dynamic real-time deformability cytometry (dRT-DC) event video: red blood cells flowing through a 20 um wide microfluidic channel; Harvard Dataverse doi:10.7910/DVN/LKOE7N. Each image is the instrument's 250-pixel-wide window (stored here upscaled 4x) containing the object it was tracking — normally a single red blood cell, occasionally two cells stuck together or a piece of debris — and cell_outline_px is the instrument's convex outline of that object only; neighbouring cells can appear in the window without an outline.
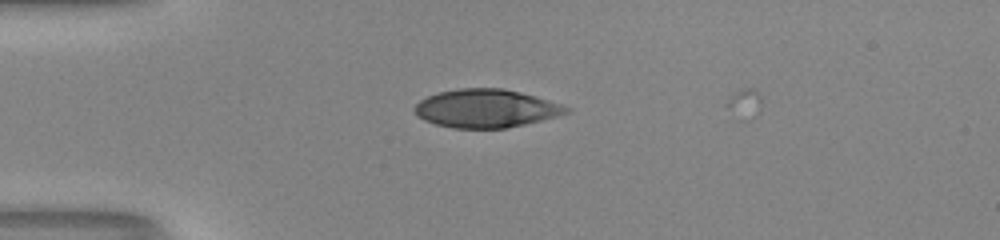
{"species": "human", "species_latin": "Homo sapiens", "temperature_condition": "room temperature", "stored_images_in_passage": 39, "camera_frame_rate_fps": 3000, "um_per_image_px": 0.085, "donor": {"sex": "male"}, "frame": {"image": 1, "passage_image": 6, "time_ms": 1.667, "image_size_px": [1000, 240], "cell_outline_px": [[572, 108], [568, 112], [556, 116], [524, 124], [504, 128], [452, 128], [436, 124], [424, 120], [416, 116], [412, 108], [420, 100], [436, 92], [460, 88], [504, 88], [520, 92], [560, 104]], "centroid_in_image_um": [41.24, 9.21], "position_along_channel_um": 43.8, "area_um2": 33.7}}
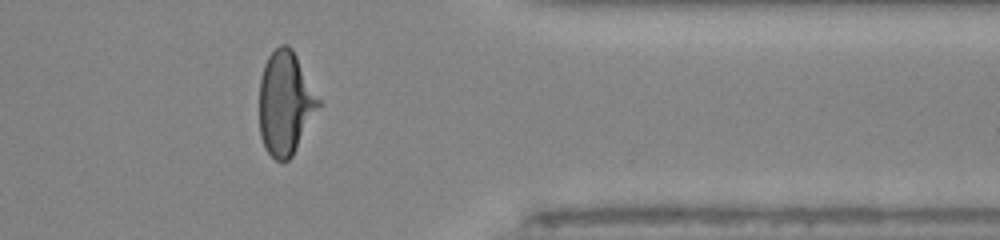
{"frame": {"image": 2, "passage_image": 34, "time_ms": 11.0, "image_size_px": [1000, 240], "cell_outline_px": [[320, 104], [292, 156], [288, 160], [276, 160], [264, 148], [260, 136], [260, 80], [264, 64], [268, 56], [280, 44], [288, 44], [292, 48], [320, 100]], "centroid_in_image_um": [24.23, 8.75], "position_along_channel_um": 387.2, "area_um2": 35.2}}